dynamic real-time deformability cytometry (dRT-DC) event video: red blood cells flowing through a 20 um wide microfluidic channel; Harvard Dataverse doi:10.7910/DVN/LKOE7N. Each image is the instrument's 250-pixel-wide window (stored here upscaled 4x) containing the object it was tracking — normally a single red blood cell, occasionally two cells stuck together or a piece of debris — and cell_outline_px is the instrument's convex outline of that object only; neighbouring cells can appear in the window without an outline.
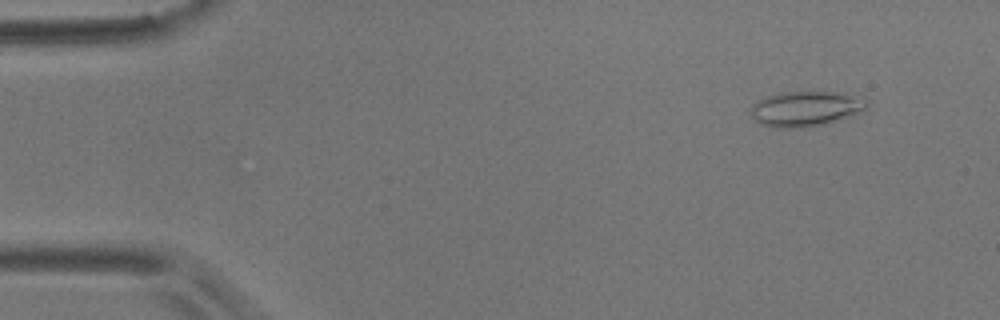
{"species": "common noctule bat (a hibernating species)", "species_latin": "Nyctalus noctula", "temperature_condition": "room temperature", "stored_images_in_passage": 56, "camera_frame_rate_fps": 3000, "um_per_image_px": 0.085, "animal": {"sex": "male", "body_mass_g": 17.9}, "frame": {"image": 1, "passage_image": 5, "time_ms": 1.333, "image_size_px": [1000, 320], "cell_outline_px": [[868, 108], [824, 124], [804, 128], [776, 128], [760, 124], [752, 116], [752, 104], [768, 96], [780, 92], [848, 92], [868, 100]], "centroid_in_image_um": [68.5, 9.23], "position_along_channel_um": 16.5, "area_um2": 23.7}}
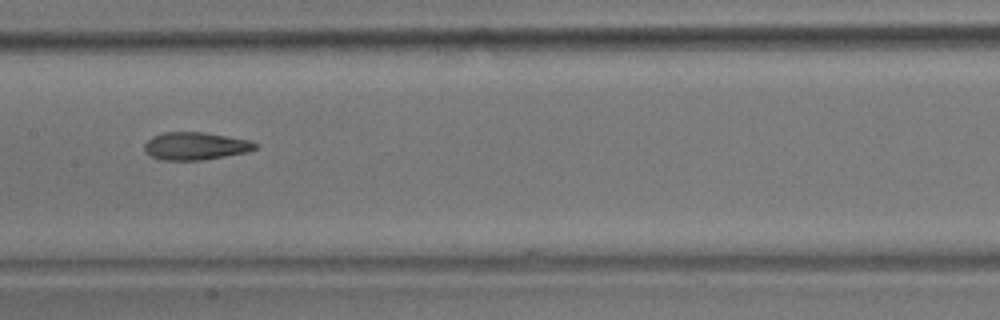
{"frame": {"image": 2, "passage_image": 28, "time_ms": 9.0, "image_size_px": [1000, 320], "cell_outline_px": [[260, 144], [256, 148], [244, 152], [204, 160], [160, 160], [148, 156], [144, 152], [144, 144], [152, 136], [164, 132], [204, 132], [252, 140]], "centroid_in_image_um": [16.58, 12.41], "position_along_channel_um": 190.8, "area_um2": 18.09}}
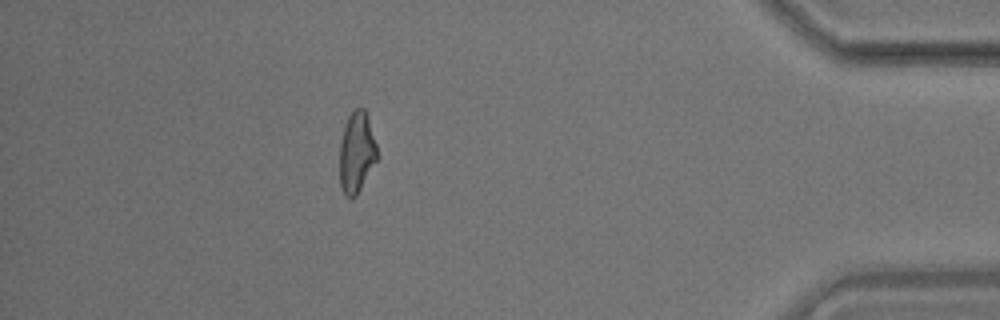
{"frame": {"image": 3, "passage_image": 50, "time_ms": 16.333, "image_size_px": [1000, 320], "cell_outline_px": [[376, 160], [356, 196], [352, 200], [340, 188], [340, 144], [344, 124], [348, 116], [356, 108], [364, 108], [368, 116], [376, 144]], "centroid_in_image_um": [30.29, 12.93], "position_along_channel_um": 404.9, "area_um2": 17.46}}